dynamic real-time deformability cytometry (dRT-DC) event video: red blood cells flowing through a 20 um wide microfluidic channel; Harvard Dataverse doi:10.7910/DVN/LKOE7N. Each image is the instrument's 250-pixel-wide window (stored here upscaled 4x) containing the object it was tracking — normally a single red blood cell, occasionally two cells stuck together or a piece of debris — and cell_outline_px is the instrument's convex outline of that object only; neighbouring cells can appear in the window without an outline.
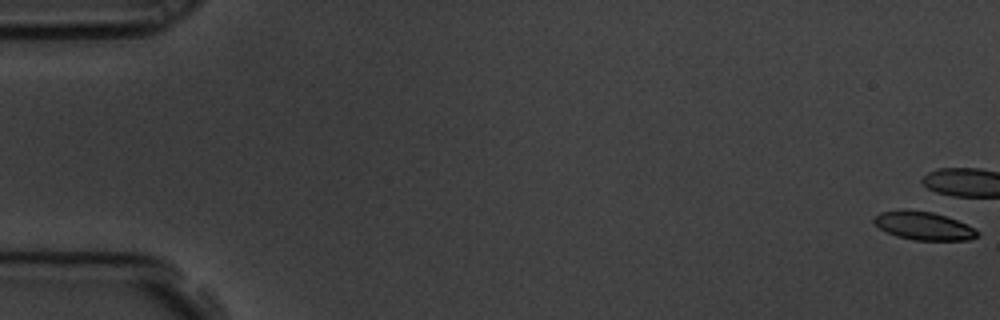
{"species": "common noctule bat (a hibernating species)", "species_latin": "Nyctalus noctula", "temperature_condition": "room temperature", "stored_images_in_passage": 9, "camera_frame_rate_fps": 3000, "um_per_image_px": 0.085, "animal": {"sex": "male", "body_mass_g": 19.5, "forearm_length_mm": 54.6}, "frame": {"image": 1, "passage_image": 1, "time_ms": 0.0, "image_size_px": [1000, 320], "cell_outline_px": [[980, 236], [968, 240], [912, 240], [896, 236], [880, 228], [872, 220], [880, 212], [932, 212], [968, 224], [980, 232]], "centroid_in_image_um": [78.59, 19.25], "position_along_channel_um": 6.4, "area_um2": 16.42}}
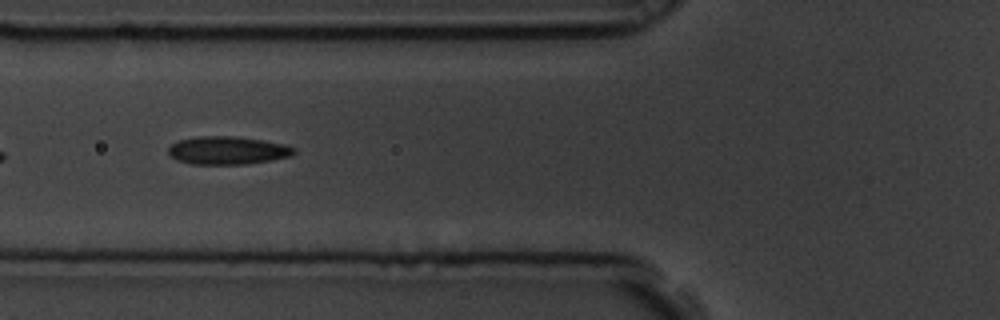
{"frame": {"image": 2, "passage_image": 8, "time_ms": 2.333, "image_size_px": [1000, 320], "cell_outline_px": [[296, 152], [292, 156], [272, 160], [244, 164], [192, 164], [176, 160], [168, 152], [168, 148], [176, 140], [196, 136], [232, 136], [260, 140], [284, 144], [296, 148]], "centroid_in_image_um": [19.33, 12.78], "position_along_channel_um": 106.5, "area_um2": 20.58}}
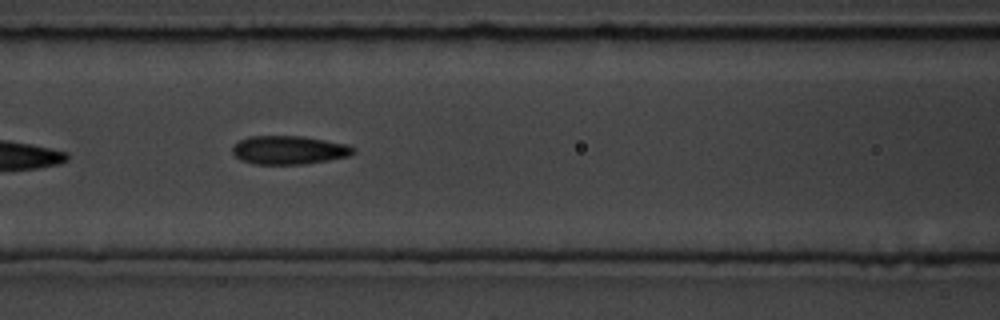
{"frame": {"image": 3, "passage_image": 9, "time_ms": 2.667, "image_size_px": [1000, 320], "cell_outline_px": [[356, 152], [348, 156], [328, 160], [304, 164], [256, 164], [240, 160], [232, 152], [232, 148], [240, 140], [248, 136], [304, 136], [348, 144]], "centroid_in_image_um": [24.56, 12.75], "position_along_channel_um": 142.0, "area_um2": 20.06}}